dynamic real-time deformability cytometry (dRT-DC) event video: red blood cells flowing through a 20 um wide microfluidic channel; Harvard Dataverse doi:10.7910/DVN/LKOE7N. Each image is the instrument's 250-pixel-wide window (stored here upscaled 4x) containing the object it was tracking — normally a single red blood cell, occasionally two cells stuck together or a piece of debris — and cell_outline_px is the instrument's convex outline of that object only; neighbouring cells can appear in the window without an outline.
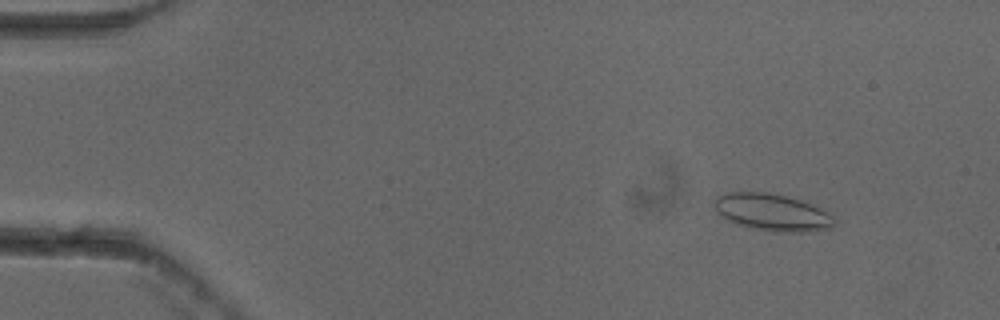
{"species": "common noctule bat (a hibernating species)", "species_latin": "Nyctalus noctula", "temperature_condition": "cold", "stored_images_in_passage": 55, "camera_frame_rate_fps": 3000, "um_per_image_px": 0.085, "animal": {"sex": "female"}, "frame": {"image": 1, "passage_image": 7, "time_ms": 2.0, "image_size_px": [1000, 320], "cell_outline_px": [[836, 220], [828, 228], [812, 232], [772, 232], [748, 228], [736, 224], [728, 220], [716, 212], [716, 196], [728, 192], [764, 192], [784, 196], [800, 200], [828, 212]], "centroid_in_image_um": [65.62, 18.07], "position_along_channel_um": 19.4, "area_um2": 25.78}}
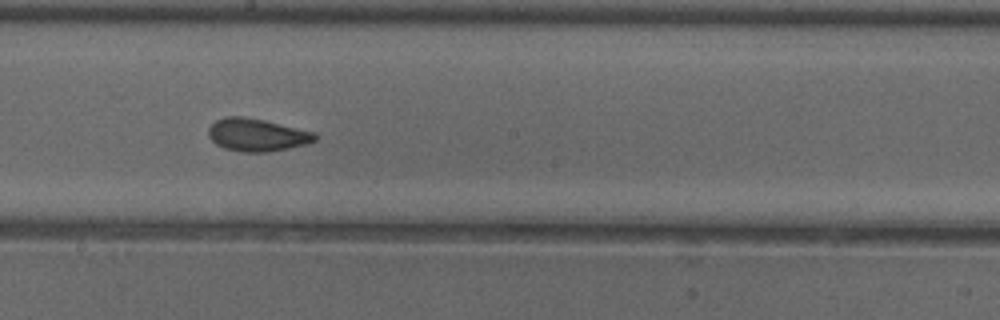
{"frame": {"image": 2, "passage_image": 31, "time_ms": 10.0, "image_size_px": [1000, 320], "cell_outline_px": [[316, 140], [308, 144], [288, 148], [264, 152], [244, 152], [224, 148], [216, 144], [208, 136], [208, 128], [216, 120], [224, 116], [244, 116], [264, 120], [312, 132], [316, 136]], "centroid_in_image_um": [21.79, 11.46], "position_along_channel_um": 226.4, "area_um2": 20.11}}
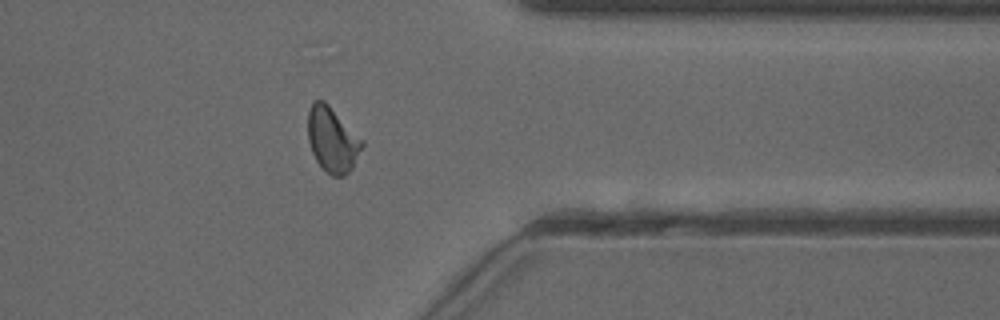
{"frame": {"image": 3, "passage_image": 44, "time_ms": 14.333, "image_size_px": [1000, 320], "cell_outline_px": [[364, 144], [352, 168], [344, 176], [332, 176], [316, 160], [312, 152], [308, 140], [308, 112], [312, 100], [324, 100], [364, 140]], "centroid_in_image_um": [28.25, 11.85], "position_along_channel_um": 383.1, "area_um2": 20.46}, "authors_computed_cell_mechanics": {"area_um2": 20.1722, "velocity_mm_per_s": 3.8491, "shape_relaxation_time_tau1_ms": 5.2332, "shape_relaxation_time_tau2_ms": 1.3417, "deformation_change_tau1": 0.1118, "deformation_change_tau2": 0.0648}}